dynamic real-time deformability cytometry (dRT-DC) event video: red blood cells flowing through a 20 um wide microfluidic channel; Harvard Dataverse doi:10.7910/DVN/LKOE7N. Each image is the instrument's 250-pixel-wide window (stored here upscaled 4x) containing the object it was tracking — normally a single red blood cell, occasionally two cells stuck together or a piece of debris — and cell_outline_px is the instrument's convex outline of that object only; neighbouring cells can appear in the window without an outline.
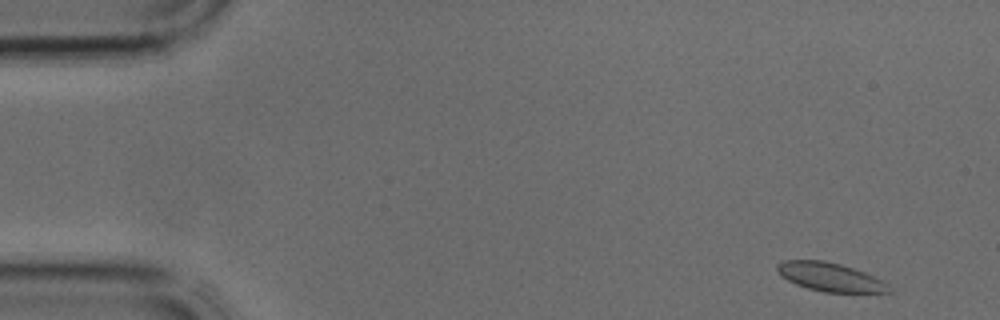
{"species": "common noctule bat (a hibernating species)", "species_latin": "Nyctalus noctula", "temperature_condition": "cold", "stored_images_in_passage": 39, "camera_frame_rate_fps": 3000, "um_per_image_px": 0.085, "animal": {"sex": "male", "body_mass_g": 17.9, "forearm_length_mm": 54.2}, "frame": {"image": 1, "passage_image": 2, "time_ms": 0.333, "image_size_px": [1000, 320], "cell_outline_px": [[892, 292], [824, 292], [808, 288], [796, 284], [780, 276], [776, 268], [776, 264], [784, 260], [824, 260], [840, 264], [864, 272], [880, 280]], "centroid_in_image_um": [70.46, 23.53], "position_along_channel_um": 14.5, "area_um2": 18.26}}
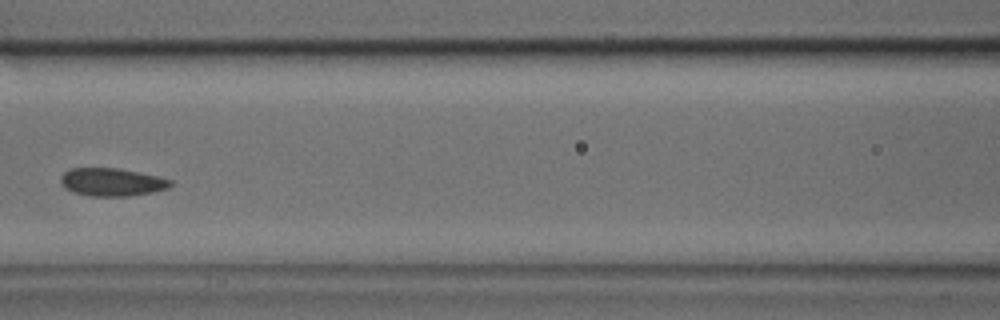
{"frame": {"image": 2, "passage_image": 17, "time_ms": 5.333, "image_size_px": [1000, 320], "cell_outline_px": [[172, 184], [168, 188], [152, 192], [132, 196], [88, 196], [72, 192], [64, 188], [60, 184], [60, 176], [64, 172], [72, 168], [116, 168], [156, 176], [172, 180]], "centroid_in_image_um": [9.45, 15.49], "position_along_channel_um": 157.1, "area_um2": 17.92}}
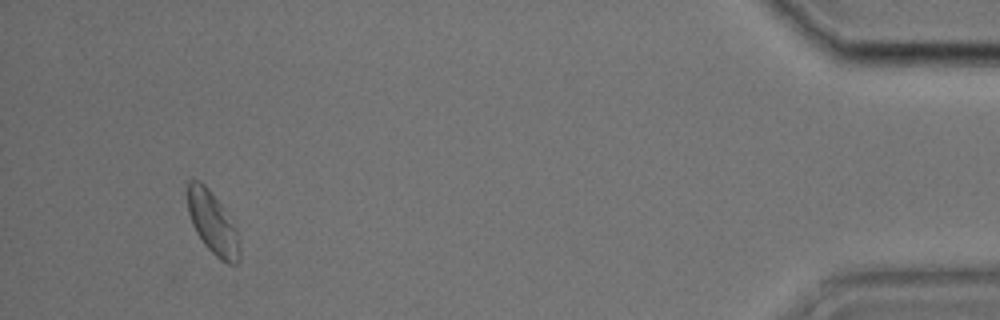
{"frame": {"image": 3, "passage_image": 37, "time_ms": 12.0, "image_size_px": [1000, 320], "cell_outline_px": [[240, 260], [236, 264], [228, 264], [220, 260], [204, 244], [196, 232], [192, 224], [188, 212], [188, 180], [200, 180], [208, 188], [220, 204], [236, 232], [240, 248]], "centroid_in_image_um": [18.05, 18.98], "position_along_channel_um": 417.1, "area_um2": 18.38}}